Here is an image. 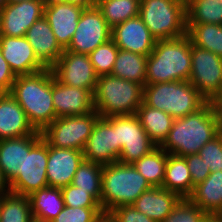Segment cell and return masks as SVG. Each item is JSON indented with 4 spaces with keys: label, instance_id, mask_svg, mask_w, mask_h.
Returning a JSON list of instances; mask_svg holds the SVG:
<instances>
[{
    "label": "cell",
    "instance_id": "6da1fadb",
    "mask_svg": "<svg viewBox=\"0 0 222 222\" xmlns=\"http://www.w3.org/2000/svg\"><path fill=\"white\" fill-rule=\"evenodd\" d=\"M219 123L211 102L194 113L173 121L168 137L160 147L168 154L185 157L200 149L220 133Z\"/></svg>",
    "mask_w": 222,
    "mask_h": 222
},
{
    "label": "cell",
    "instance_id": "7a4b0ae2",
    "mask_svg": "<svg viewBox=\"0 0 222 222\" xmlns=\"http://www.w3.org/2000/svg\"><path fill=\"white\" fill-rule=\"evenodd\" d=\"M10 94L37 131L41 132L56 119L52 98L51 68L16 76Z\"/></svg>",
    "mask_w": 222,
    "mask_h": 222
},
{
    "label": "cell",
    "instance_id": "3957f363",
    "mask_svg": "<svg viewBox=\"0 0 222 222\" xmlns=\"http://www.w3.org/2000/svg\"><path fill=\"white\" fill-rule=\"evenodd\" d=\"M191 75V40L179 38L156 40L146 62V84L189 81Z\"/></svg>",
    "mask_w": 222,
    "mask_h": 222
},
{
    "label": "cell",
    "instance_id": "277c9868",
    "mask_svg": "<svg viewBox=\"0 0 222 222\" xmlns=\"http://www.w3.org/2000/svg\"><path fill=\"white\" fill-rule=\"evenodd\" d=\"M133 166L119 161L103 166L101 181V209L105 213L118 206L132 205L145 191L151 189Z\"/></svg>",
    "mask_w": 222,
    "mask_h": 222
},
{
    "label": "cell",
    "instance_id": "5b68a950",
    "mask_svg": "<svg viewBox=\"0 0 222 222\" xmlns=\"http://www.w3.org/2000/svg\"><path fill=\"white\" fill-rule=\"evenodd\" d=\"M100 117L135 115L143 103V86L111 74L99 76L93 93Z\"/></svg>",
    "mask_w": 222,
    "mask_h": 222
},
{
    "label": "cell",
    "instance_id": "8992f818",
    "mask_svg": "<svg viewBox=\"0 0 222 222\" xmlns=\"http://www.w3.org/2000/svg\"><path fill=\"white\" fill-rule=\"evenodd\" d=\"M207 102L189 81L146 84L143 87V103L168 113L174 119L196 112Z\"/></svg>",
    "mask_w": 222,
    "mask_h": 222
},
{
    "label": "cell",
    "instance_id": "52a82bcc",
    "mask_svg": "<svg viewBox=\"0 0 222 222\" xmlns=\"http://www.w3.org/2000/svg\"><path fill=\"white\" fill-rule=\"evenodd\" d=\"M139 17L156 40L187 34L186 4L179 0H140Z\"/></svg>",
    "mask_w": 222,
    "mask_h": 222
},
{
    "label": "cell",
    "instance_id": "ba28073f",
    "mask_svg": "<svg viewBox=\"0 0 222 222\" xmlns=\"http://www.w3.org/2000/svg\"><path fill=\"white\" fill-rule=\"evenodd\" d=\"M48 144L41 134L24 136V161L17 176L9 183L10 191L29 196L48 187Z\"/></svg>",
    "mask_w": 222,
    "mask_h": 222
},
{
    "label": "cell",
    "instance_id": "9c48e42d",
    "mask_svg": "<svg viewBox=\"0 0 222 222\" xmlns=\"http://www.w3.org/2000/svg\"><path fill=\"white\" fill-rule=\"evenodd\" d=\"M99 114L96 110L84 115L56 118L42 131L49 146L83 151Z\"/></svg>",
    "mask_w": 222,
    "mask_h": 222
},
{
    "label": "cell",
    "instance_id": "30bf717a",
    "mask_svg": "<svg viewBox=\"0 0 222 222\" xmlns=\"http://www.w3.org/2000/svg\"><path fill=\"white\" fill-rule=\"evenodd\" d=\"M189 82L211 102L222 93V57L191 43Z\"/></svg>",
    "mask_w": 222,
    "mask_h": 222
},
{
    "label": "cell",
    "instance_id": "8fae6325",
    "mask_svg": "<svg viewBox=\"0 0 222 222\" xmlns=\"http://www.w3.org/2000/svg\"><path fill=\"white\" fill-rule=\"evenodd\" d=\"M116 137L121 150L118 161L124 164H133L157 146L136 115L116 116Z\"/></svg>",
    "mask_w": 222,
    "mask_h": 222
},
{
    "label": "cell",
    "instance_id": "7c38bea8",
    "mask_svg": "<svg viewBox=\"0 0 222 222\" xmlns=\"http://www.w3.org/2000/svg\"><path fill=\"white\" fill-rule=\"evenodd\" d=\"M111 32L112 28L97 6L84 8L71 43L64 50L89 55L98 46L111 39Z\"/></svg>",
    "mask_w": 222,
    "mask_h": 222
},
{
    "label": "cell",
    "instance_id": "4fadbf2b",
    "mask_svg": "<svg viewBox=\"0 0 222 222\" xmlns=\"http://www.w3.org/2000/svg\"><path fill=\"white\" fill-rule=\"evenodd\" d=\"M120 153L116 137V116L99 117L84 147V160L104 166L118 161Z\"/></svg>",
    "mask_w": 222,
    "mask_h": 222
},
{
    "label": "cell",
    "instance_id": "5bb4252c",
    "mask_svg": "<svg viewBox=\"0 0 222 222\" xmlns=\"http://www.w3.org/2000/svg\"><path fill=\"white\" fill-rule=\"evenodd\" d=\"M51 70L62 84L88 89L94 93L98 75L88 55L64 50Z\"/></svg>",
    "mask_w": 222,
    "mask_h": 222
},
{
    "label": "cell",
    "instance_id": "9a60e30c",
    "mask_svg": "<svg viewBox=\"0 0 222 222\" xmlns=\"http://www.w3.org/2000/svg\"><path fill=\"white\" fill-rule=\"evenodd\" d=\"M43 0H24L7 3L0 10V35L25 36L26 31L44 16Z\"/></svg>",
    "mask_w": 222,
    "mask_h": 222
},
{
    "label": "cell",
    "instance_id": "2e32d148",
    "mask_svg": "<svg viewBox=\"0 0 222 222\" xmlns=\"http://www.w3.org/2000/svg\"><path fill=\"white\" fill-rule=\"evenodd\" d=\"M52 98L56 118L84 115L95 110L90 90L64 85L54 77L53 72Z\"/></svg>",
    "mask_w": 222,
    "mask_h": 222
},
{
    "label": "cell",
    "instance_id": "e0dca14e",
    "mask_svg": "<svg viewBox=\"0 0 222 222\" xmlns=\"http://www.w3.org/2000/svg\"><path fill=\"white\" fill-rule=\"evenodd\" d=\"M111 39L119 49L145 56L150 55L156 43L139 16L114 26Z\"/></svg>",
    "mask_w": 222,
    "mask_h": 222
},
{
    "label": "cell",
    "instance_id": "ac0fdd59",
    "mask_svg": "<svg viewBox=\"0 0 222 222\" xmlns=\"http://www.w3.org/2000/svg\"><path fill=\"white\" fill-rule=\"evenodd\" d=\"M0 49L16 76L33 74L47 68L37 58L25 36L8 37L0 35Z\"/></svg>",
    "mask_w": 222,
    "mask_h": 222
},
{
    "label": "cell",
    "instance_id": "d6986e66",
    "mask_svg": "<svg viewBox=\"0 0 222 222\" xmlns=\"http://www.w3.org/2000/svg\"><path fill=\"white\" fill-rule=\"evenodd\" d=\"M84 160L83 151L48 145L47 182L49 187L63 188L71 184Z\"/></svg>",
    "mask_w": 222,
    "mask_h": 222
},
{
    "label": "cell",
    "instance_id": "ffe728a7",
    "mask_svg": "<svg viewBox=\"0 0 222 222\" xmlns=\"http://www.w3.org/2000/svg\"><path fill=\"white\" fill-rule=\"evenodd\" d=\"M83 10L82 6L67 1L44 6V17L63 49L71 43Z\"/></svg>",
    "mask_w": 222,
    "mask_h": 222
},
{
    "label": "cell",
    "instance_id": "44dd1931",
    "mask_svg": "<svg viewBox=\"0 0 222 222\" xmlns=\"http://www.w3.org/2000/svg\"><path fill=\"white\" fill-rule=\"evenodd\" d=\"M182 200L175 192L163 187H152L143 192L132 206L156 222H168Z\"/></svg>",
    "mask_w": 222,
    "mask_h": 222
},
{
    "label": "cell",
    "instance_id": "7402d4cb",
    "mask_svg": "<svg viewBox=\"0 0 222 222\" xmlns=\"http://www.w3.org/2000/svg\"><path fill=\"white\" fill-rule=\"evenodd\" d=\"M41 134L10 93H0V140Z\"/></svg>",
    "mask_w": 222,
    "mask_h": 222
},
{
    "label": "cell",
    "instance_id": "603a6c76",
    "mask_svg": "<svg viewBox=\"0 0 222 222\" xmlns=\"http://www.w3.org/2000/svg\"><path fill=\"white\" fill-rule=\"evenodd\" d=\"M25 38L32 46L37 58L47 68H51L64 51L44 16L36 20L26 31Z\"/></svg>",
    "mask_w": 222,
    "mask_h": 222
},
{
    "label": "cell",
    "instance_id": "cb8c5ba5",
    "mask_svg": "<svg viewBox=\"0 0 222 222\" xmlns=\"http://www.w3.org/2000/svg\"><path fill=\"white\" fill-rule=\"evenodd\" d=\"M187 199L206 214H221L222 170L211 172L203 182L194 186Z\"/></svg>",
    "mask_w": 222,
    "mask_h": 222
},
{
    "label": "cell",
    "instance_id": "d4e9b609",
    "mask_svg": "<svg viewBox=\"0 0 222 222\" xmlns=\"http://www.w3.org/2000/svg\"><path fill=\"white\" fill-rule=\"evenodd\" d=\"M162 187L177 193L182 199L192 194L191 174L185 157L168 154Z\"/></svg>",
    "mask_w": 222,
    "mask_h": 222
},
{
    "label": "cell",
    "instance_id": "484cf974",
    "mask_svg": "<svg viewBox=\"0 0 222 222\" xmlns=\"http://www.w3.org/2000/svg\"><path fill=\"white\" fill-rule=\"evenodd\" d=\"M32 216L44 222H51L64 208L61 188L46 187L28 196Z\"/></svg>",
    "mask_w": 222,
    "mask_h": 222
},
{
    "label": "cell",
    "instance_id": "4316f807",
    "mask_svg": "<svg viewBox=\"0 0 222 222\" xmlns=\"http://www.w3.org/2000/svg\"><path fill=\"white\" fill-rule=\"evenodd\" d=\"M142 127L147 132L149 138L160 146L168 137L169 131L172 128L175 120L168 113L156 108L145 105L144 103L137 109L135 114Z\"/></svg>",
    "mask_w": 222,
    "mask_h": 222
},
{
    "label": "cell",
    "instance_id": "83f0119b",
    "mask_svg": "<svg viewBox=\"0 0 222 222\" xmlns=\"http://www.w3.org/2000/svg\"><path fill=\"white\" fill-rule=\"evenodd\" d=\"M147 57L119 49L111 75L136 82L144 87Z\"/></svg>",
    "mask_w": 222,
    "mask_h": 222
},
{
    "label": "cell",
    "instance_id": "f1b7e54d",
    "mask_svg": "<svg viewBox=\"0 0 222 222\" xmlns=\"http://www.w3.org/2000/svg\"><path fill=\"white\" fill-rule=\"evenodd\" d=\"M167 157L168 153L160 146H156L148 154L135 161L133 166L152 187H162Z\"/></svg>",
    "mask_w": 222,
    "mask_h": 222
},
{
    "label": "cell",
    "instance_id": "f546056e",
    "mask_svg": "<svg viewBox=\"0 0 222 222\" xmlns=\"http://www.w3.org/2000/svg\"><path fill=\"white\" fill-rule=\"evenodd\" d=\"M24 161V136L0 140V169L10 183Z\"/></svg>",
    "mask_w": 222,
    "mask_h": 222
},
{
    "label": "cell",
    "instance_id": "4dcf8cb0",
    "mask_svg": "<svg viewBox=\"0 0 222 222\" xmlns=\"http://www.w3.org/2000/svg\"><path fill=\"white\" fill-rule=\"evenodd\" d=\"M191 43L222 57V25L186 24Z\"/></svg>",
    "mask_w": 222,
    "mask_h": 222
},
{
    "label": "cell",
    "instance_id": "1f68e13d",
    "mask_svg": "<svg viewBox=\"0 0 222 222\" xmlns=\"http://www.w3.org/2000/svg\"><path fill=\"white\" fill-rule=\"evenodd\" d=\"M107 24L114 26L139 16L140 0H102L96 4Z\"/></svg>",
    "mask_w": 222,
    "mask_h": 222
},
{
    "label": "cell",
    "instance_id": "d6a6232c",
    "mask_svg": "<svg viewBox=\"0 0 222 222\" xmlns=\"http://www.w3.org/2000/svg\"><path fill=\"white\" fill-rule=\"evenodd\" d=\"M222 25V3L219 0H191L186 4V24Z\"/></svg>",
    "mask_w": 222,
    "mask_h": 222
},
{
    "label": "cell",
    "instance_id": "836d02e7",
    "mask_svg": "<svg viewBox=\"0 0 222 222\" xmlns=\"http://www.w3.org/2000/svg\"><path fill=\"white\" fill-rule=\"evenodd\" d=\"M103 165L88 160L78 167L71 184L89 193L100 203L101 206V181Z\"/></svg>",
    "mask_w": 222,
    "mask_h": 222
},
{
    "label": "cell",
    "instance_id": "e575fe53",
    "mask_svg": "<svg viewBox=\"0 0 222 222\" xmlns=\"http://www.w3.org/2000/svg\"><path fill=\"white\" fill-rule=\"evenodd\" d=\"M32 217L28 196L11 191L2 196L0 222H28Z\"/></svg>",
    "mask_w": 222,
    "mask_h": 222
},
{
    "label": "cell",
    "instance_id": "d590c367",
    "mask_svg": "<svg viewBox=\"0 0 222 222\" xmlns=\"http://www.w3.org/2000/svg\"><path fill=\"white\" fill-rule=\"evenodd\" d=\"M118 50L119 48L110 39L88 55L98 77L111 74Z\"/></svg>",
    "mask_w": 222,
    "mask_h": 222
},
{
    "label": "cell",
    "instance_id": "8d00e7d4",
    "mask_svg": "<svg viewBox=\"0 0 222 222\" xmlns=\"http://www.w3.org/2000/svg\"><path fill=\"white\" fill-rule=\"evenodd\" d=\"M102 213L101 207L64 206L51 222H94Z\"/></svg>",
    "mask_w": 222,
    "mask_h": 222
},
{
    "label": "cell",
    "instance_id": "74e56055",
    "mask_svg": "<svg viewBox=\"0 0 222 222\" xmlns=\"http://www.w3.org/2000/svg\"><path fill=\"white\" fill-rule=\"evenodd\" d=\"M64 205L69 207H101L100 203L89 193L69 184L61 188Z\"/></svg>",
    "mask_w": 222,
    "mask_h": 222
},
{
    "label": "cell",
    "instance_id": "f35d334b",
    "mask_svg": "<svg viewBox=\"0 0 222 222\" xmlns=\"http://www.w3.org/2000/svg\"><path fill=\"white\" fill-rule=\"evenodd\" d=\"M211 172L222 170V132L207 142L198 153Z\"/></svg>",
    "mask_w": 222,
    "mask_h": 222
},
{
    "label": "cell",
    "instance_id": "ab89813d",
    "mask_svg": "<svg viewBox=\"0 0 222 222\" xmlns=\"http://www.w3.org/2000/svg\"><path fill=\"white\" fill-rule=\"evenodd\" d=\"M206 213L202 212L188 199H183L174 211V216L168 222H202Z\"/></svg>",
    "mask_w": 222,
    "mask_h": 222
},
{
    "label": "cell",
    "instance_id": "60d3db41",
    "mask_svg": "<svg viewBox=\"0 0 222 222\" xmlns=\"http://www.w3.org/2000/svg\"><path fill=\"white\" fill-rule=\"evenodd\" d=\"M188 169L191 174L192 192L194 186L203 182L211 173L210 167L205 164V161L198 153L185 156Z\"/></svg>",
    "mask_w": 222,
    "mask_h": 222
},
{
    "label": "cell",
    "instance_id": "b9f144b4",
    "mask_svg": "<svg viewBox=\"0 0 222 222\" xmlns=\"http://www.w3.org/2000/svg\"><path fill=\"white\" fill-rule=\"evenodd\" d=\"M117 222H156L132 205L118 206L109 212Z\"/></svg>",
    "mask_w": 222,
    "mask_h": 222
},
{
    "label": "cell",
    "instance_id": "7bdbcfd3",
    "mask_svg": "<svg viewBox=\"0 0 222 222\" xmlns=\"http://www.w3.org/2000/svg\"><path fill=\"white\" fill-rule=\"evenodd\" d=\"M15 79L16 75L11 70L0 49V93H10Z\"/></svg>",
    "mask_w": 222,
    "mask_h": 222
},
{
    "label": "cell",
    "instance_id": "ee69618b",
    "mask_svg": "<svg viewBox=\"0 0 222 222\" xmlns=\"http://www.w3.org/2000/svg\"><path fill=\"white\" fill-rule=\"evenodd\" d=\"M211 104L213 106L214 112L216 114L220 131L222 132V93L217 95L212 101Z\"/></svg>",
    "mask_w": 222,
    "mask_h": 222
},
{
    "label": "cell",
    "instance_id": "f6af8a7d",
    "mask_svg": "<svg viewBox=\"0 0 222 222\" xmlns=\"http://www.w3.org/2000/svg\"><path fill=\"white\" fill-rule=\"evenodd\" d=\"M7 188V189H6ZM10 192L9 182L5 179L2 170L0 169V196Z\"/></svg>",
    "mask_w": 222,
    "mask_h": 222
},
{
    "label": "cell",
    "instance_id": "bcb514c9",
    "mask_svg": "<svg viewBox=\"0 0 222 222\" xmlns=\"http://www.w3.org/2000/svg\"><path fill=\"white\" fill-rule=\"evenodd\" d=\"M67 2L77 4L79 6H82L83 8H91L96 6L94 0H67Z\"/></svg>",
    "mask_w": 222,
    "mask_h": 222
},
{
    "label": "cell",
    "instance_id": "7dc6e473",
    "mask_svg": "<svg viewBox=\"0 0 222 222\" xmlns=\"http://www.w3.org/2000/svg\"><path fill=\"white\" fill-rule=\"evenodd\" d=\"M202 222H222V214H206Z\"/></svg>",
    "mask_w": 222,
    "mask_h": 222
},
{
    "label": "cell",
    "instance_id": "c3c4849f",
    "mask_svg": "<svg viewBox=\"0 0 222 222\" xmlns=\"http://www.w3.org/2000/svg\"><path fill=\"white\" fill-rule=\"evenodd\" d=\"M94 222H117L110 213L103 212Z\"/></svg>",
    "mask_w": 222,
    "mask_h": 222
},
{
    "label": "cell",
    "instance_id": "681fc988",
    "mask_svg": "<svg viewBox=\"0 0 222 222\" xmlns=\"http://www.w3.org/2000/svg\"><path fill=\"white\" fill-rule=\"evenodd\" d=\"M67 0H43L44 5H49L56 2H66Z\"/></svg>",
    "mask_w": 222,
    "mask_h": 222
},
{
    "label": "cell",
    "instance_id": "f907efd6",
    "mask_svg": "<svg viewBox=\"0 0 222 222\" xmlns=\"http://www.w3.org/2000/svg\"><path fill=\"white\" fill-rule=\"evenodd\" d=\"M7 4V0H0V10Z\"/></svg>",
    "mask_w": 222,
    "mask_h": 222
},
{
    "label": "cell",
    "instance_id": "816d5d0a",
    "mask_svg": "<svg viewBox=\"0 0 222 222\" xmlns=\"http://www.w3.org/2000/svg\"><path fill=\"white\" fill-rule=\"evenodd\" d=\"M28 222H44V221L32 217Z\"/></svg>",
    "mask_w": 222,
    "mask_h": 222
},
{
    "label": "cell",
    "instance_id": "f5cc1de1",
    "mask_svg": "<svg viewBox=\"0 0 222 222\" xmlns=\"http://www.w3.org/2000/svg\"><path fill=\"white\" fill-rule=\"evenodd\" d=\"M24 0H7V3H17V2H22Z\"/></svg>",
    "mask_w": 222,
    "mask_h": 222
},
{
    "label": "cell",
    "instance_id": "db71d44e",
    "mask_svg": "<svg viewBox=\"0 0 222 222\" xmlns=\"http://www.w3.org/2000/svg\"><path fill=\"white\" fill-rule=\"evenodd\" d=\"M179 1H181V2H183V3H185V4H187L189 1H191V0H179Z\"/></svg>",
    "mask_w": 222,
    "mask_h": 222
},
{
    "label": "cell",
    "instance_id": "11a10c76",
    "mask_svg": "<svg viewBox=\"0 0 222 222\" xmlns=\"http://www.w3.org/2000/svg\"><path fill=\"white\" fill-rule=\"evenodd\" d=\"M102 0H94L95 5Z\"/></svg>",
    "mask_w": 222,
    "mask_h": 222
},
{
    "label": "cell",
    "instance_id": "9f6ffc18",
    "mask_svg": "<svg viewBox=\"0 0 222 222\" xmlns=\"http://www.w3.org/2000/svg\"><path fill=\"white\" fill-rule=\"evenodd\" d=\"M1 200H2V196H0V210H1Z\"/></svg>",
    "mask_w": 222,
    "mask_h": 222
}]
</instances>
